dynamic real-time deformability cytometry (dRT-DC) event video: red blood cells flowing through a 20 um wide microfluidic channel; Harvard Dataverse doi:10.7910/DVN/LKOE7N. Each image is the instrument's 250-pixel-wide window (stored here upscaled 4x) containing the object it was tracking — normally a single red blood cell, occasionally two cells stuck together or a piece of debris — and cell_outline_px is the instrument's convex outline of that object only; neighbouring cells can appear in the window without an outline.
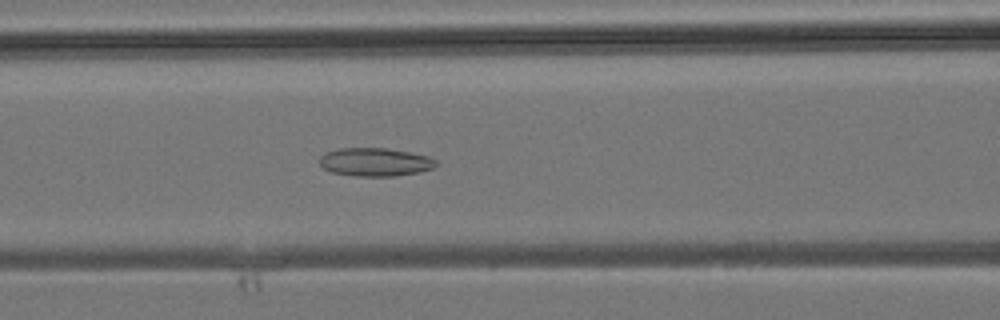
{"species": "common noctule bat (a hibernating species)", "species_latin": "Nyctalus noctula", "temperature_condition": "room temperature", "stored_images_in_passage": 42, "camera_frame_rate_fps": 3000, "um_per_image_px": 0.085, "animal": {"sex": "male", "body_mass_g": 19.2, "forearm_length_mm": 51.8}, "frame": {"image": 1, "passage_image": 18, "time_ms": 5.667, "image_size_px": [1000, 320], "cell_outline_px": [[436, 164], [432, 168], [420, 172], [392, 176], [356, 176], [332, 172], [324, 168], [320, 164], [320, 156], [324, 152], [340, 148], [384, 148], [408, 152], [428, 156], [436, 160]], "centroid_in_image_um": [31.86, 13.77], "position_along_channel_um": 134.7, "area_um2": 19.07}}
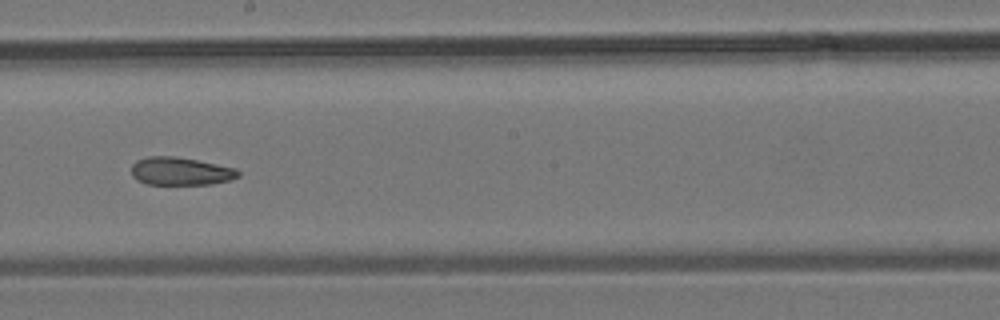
{"frame": {"image": 2, "passage_image": 24, "time_ms": 7.667, "image_size_px": [1000, 320], "cell_outline_px": [[240, 176], [232, 180], [212, 184], [148, 184], [136, 180], [132, 176], [132, 164], [136, 160], [148, 156], [176, 156], [236, 168], [240, 172]], "centroid_in_image_um": [15.35, 14.55], "position_along_channel_um": 232.8, "area_um2": 17.51}}
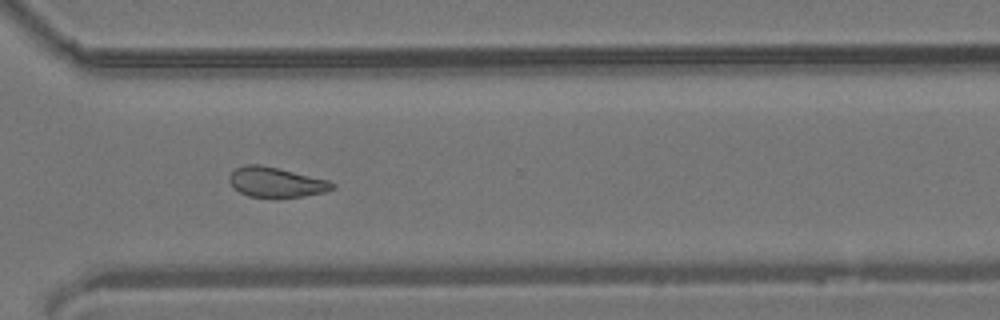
{"frame": {"image": 3, "passage_image": 31, "time_ms": 10.0, "image_size_px": [1000, 320], "cell_outline_px": [[336, 188], [324, 192], [304, 196], [248, 196], [240, 192], [228, 180], [228, 176], [236, 168], [244, 164], [260, 164], [328, 180], [336, 184]], "centroid_in_image_um": [23.47, 15.47], "position_along_channel_um": 347.1, "area_um2": 17.63}}